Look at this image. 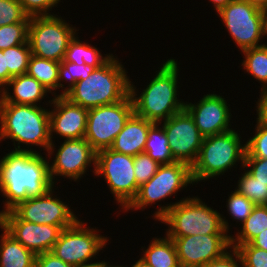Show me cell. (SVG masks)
Segmentation results:
<instances>
[{"label":"cell","mask_w":267,"mask_h":267,"mask_svg":"<svg viewBox=\"0 0 267 267\" xmlns=\"http://www.w3.org/2000/svg\"><path fill=\"white\" fill-rule=\"evenodd\" d=\"M54 186L49 161L41 153L13 149L0 159V193L6 198L0 214Z\"/></svg>","instance_id":"obj_1"},{"label":"cell","mask_w":267,"mask_h":267,"mask_svg":"<svg viewBox=\"0 0 267 267\" xmlns=\"http://www.w3.org/2000/svg\"><path fill=\"white\" fill-rule=\"evenodd\" d=\"M181 199L167 206L159 205L157 211L152 214L155 221L169 225L165 235L186 237L229 233L228 220L218 210L207 206L198 195Z\"/></svg>","instance_id":"obj_2"},{"label":"cell","mask_w":267,"mask_h":267,"mask_svg":"<svg viewBox=\"0 0 267 267\" xmlns=\"http://www.w3.org/2000/svg\"><path fill=\"white\" fill-rule=\"evenodd\" d=\"M159 68L140 95L137 94L138 90L130 81L134 113L153 123L166 121L185 108V102L177 98L179 92L177 61L174 58L168 59Z\"/></svg>","instance_id":"obj_3"},{"label":"cell","mask_w":267,"mask_h":267,"mask_svg":"<svg viewBox=\"0 0 267 267\" xmlns=\"http://www.w3.org/2000/svg\"><path fill=\"white\" fill-rule=\"evenodd\" d=\"M5 139L12 140L15 151L39 153L32 148L38 146L48 152L51 144L49 110L36 105L0 102V141Z\"/></svg>","instance_id":"obj_4"},{"label":"cell","mask_w":267,"mask_h":267,"mask_svg":"<svg viewBox=\"0 0 267 267\" xmlns=\"http://www.w3.org/2000/svg\"><path fill=\"white\" fill-rule=\"evenodd\" d=\"M115 57L95 68L88 78L77 81L64 96L88 110L123 100L130 93V79Z\"/></svg>","instance_id":"obj_5"},{"label":"cell","mask_w":267,"mask_h":267,"mask_svg":"<svg viewBox=\"0 0 267 267\" xmlns=\"http://www.w3.org/2000/svg\"><path fill=\"white\" fill-rule=\"evenodd\" d=\"M238 131H230L204 137L196 162L191 167L193 183L223 175L241 162L244 166L246 144H241Z\"/></svg>","instance_id":"obj_6"},{"label":"cell","mask_w":267,"mask_h":267,"mask_svg":"<svg viewBox=\"0 0 267 267\" xmlns=\"http://www.w3.org/2000/svg\"><path fill=\"white\" fill-rule=\"evenodd\" d=\"M76 27L58 15L30 17L28 42L31 54L61 62L70 41L78 33Z\"/></svg>","instance_id":"obj_7"},{"label":"cell","mask_w":267,"mask_h":267,"mask_svg":"<svg viewBox=\"0 0 267 267\" xmlns=\"http://www.w3.org/2000/svg\"><path fill=\"white\" fill-rule=\"evenodd\" d=\"M86 226L84 221L78 219L72 226L64 228L51 253L73 267H90L101 263L91 262L93 257L97 259L96 255L107 245L108 237Z\"/></svg>","instance_id":"obj_8"},{"label":"cell","mask_w":267,"mask_h":267,"mask_svg":"<svg viewBox=\"0 0 267 267\" xmlns=\"http://www.w3.org/2000/svg\"><path fill=\"white\" fill-rule=\"evenodd\" d=\"M133 114L130 93L119 102L89 109L84 138L96 152L110 148Z\"/></svg>","instance_id":"obj_9"},{"label":"cell","mask_w":267,"mask_h":267,"mask_svg":"<svg viewBox=\"0 0 267 267\" xmlns=\"http://www.w3.org/2000/svg\"><path fill=\"white\" fill-rule=\"evenodd\" d=\"M95 175L105 178L110 192L123 211L138 193L134 156L118 153L110 148L99 150L96 152Z\"/></svg>","instance_id":"obj_10"},{"label":"cell","mask_w":267,"mask_h":267,"mask_svg":"<svg viewBox=\"0 0 267 267\" xmlns=\"http://www.w3.org/2000/svg\"><path fill=\"white\" fill-rule=\"evenodd\" d=\"M193 185L191 167L184 162L160 165L155 175L139 187L136 197L124 209L142 210L147 206L176 195L178 191Z\"/></svg>","instance_id":"obj_11"},{"label":"cell","mask_w":267,"mask_h":267,"mask_svg":"<svg viewBox=\"0 0 267 267\" xmlns=\"http://www.w3.org/2000/svg\"><path fill=\"white\" fill-rule=\"evenodd\" d=\"M217 14L241 51L265 44L263 10L242 0H232Z\"/></svg>","instance_id":"obj_12"},{"label":"cell","mask_w":267,"mask_h":267,"mask_svg":"<svg viewBox=\"0 0 267 267\" xmlns=\"http://www.w3.org/2000/svg\"><path fill=\"white\" fill-rule=\"evenodd\" d=\"M54 187L45 194L29 197L11 210L23 221L54 226H72L78 217L66 202L54 195ZM54 195V196H53Z\"/></svg>","instance_id":"obj_13"},{"label":"cell","mask_w":267,"mask_h":267,"mask_svg":"<svg viewBox=\"0 0 267 267\" xmlns=\"http://www.w3.org/2000/svg\"><path fill=\"white\" fill-rule=\"evenodd\" d=\"M161 124L167 135L173 159L192 167L197 160L204 138L192 116L184 108L166 121L159 123L160 126Z\"/></svg>","instance_id":"obj_14"},{"label":"cell","mask_w":267,"mask_h":267,"mask_svg":"<svg viewBox=\"0 0 267 267\" xmlns=\"http://www.w3.org/2000/svg\"><path fill=\"white\" fill-rule=\"evenodd\" d=\"M173 240L181 267H204L231 249V235L209 234L169 237Z\"/></svg>","instance_id":"obj_15"},{"label":"cell","mask_w":267,"mask_h":267,"mask_svg":"<svg viewBox=\"0 0 267 267\" xmlns=\"http://www.w3.org/2000/svg\"><path fill=\"white\" fill-rule=\"evenodd\" d=\"M0 225L35 255L51 252L61 231L70 227L23 221L12 210L0 214Z\"/></svg>","instance_id":"obj_16"},{"label":"cell","mask_w":267,"mask_h":267,"mask_svg":"<svg viewBox=\"0 0 267 267\" xmlns=\"http://www.w3.org/2000/svg\"><path fill=\"white\" fill-rule=\"evenodd\" d=\"M55 158L53 157L52 164L49 163L50 176L53 184H55V176L67 177L75 181L80 180L85 176L88 167L96 172V151L86 141L85 138L64 140L58 146Z\"/></svg>","instance_id":"obj_17"},{"label":"cell","mask_w":267,"mask_h":267,"mask_svg":"<svg viewBox=\"0 0 267 267\" xmlns=\"http://www.w3.org/2000/svg\"><path fill=\"white\" fill-rule=\"evenodd\" d=\"M48 103L54 107L51 111L49 108L51 144L46 156L50 159L56 149L55 141L52 140L55 133L64 140L84 138L88 109L72 103L64 95H56Z\"/></svg>","instance_id":"obj_18"},{"label":"cell","mask_w":267,"mask_h":267,"mask_svg":"<svg viewBox=\"0 0 267 267\" xmlns=\"http://www.w3.org/2000/svg\"><path fill=\"white\" fill-rule=\"evenodd\" d=\"M224 97L209 93L196 104L185 103V109L194 119L195 125L203 137H208L232 130V114Z\"/></svg>","instance_id":"obj_19"},{"label":"cell","mask_w":267,"mask_h":267,"mask_svg":"<svg viewBox=\"0 0 267 267\" xmlns=\"http://www.w3.org/2000/svg\"><path fill=\"white\" fill-rule=\"evenodd\" d=\"M154 124L134 113L116 136L110 149L131 156L144 152L149 129Z\"/></svg>","instance_id":"obj_20"},{"label":"cell","mask_w":267,"mask_h":267,"mask_svg":"<svg viewBox=\"0 0 267 267\" xmlns=\"http://www.w3.org/2000/svg\"><path fill=\"white\" fill-rule=\"evenodd\" d=\"M8 87L12 88L13 95L9 93ZM0 93V102L41 106L38 102L50 92L35 78L25 73L9 80Z\"/></svg>","instance_id":"obj_21"},{"label":"cell","mask_w":267,"mask_h":267,"mask_svg":"<svg viewBox=\"0 0 267 267\" xmlns=\"http://www.w3.org/2000/svg\"><path fill=\"white\" fill-rule=\"evenodd\" d=\"M0 267H35L36 255L24 247L1 225Z\"/></svg>","instance_id":"obj_22"},{"label":"cell","mask_w":267,"mask_h":267,"mask_svg":"<svg viewBox=\"0 0 267 267\" xmlns=\"http://www.w3.org/2000/svg\"><path fill=\"white\" fill-rule=\"evenodd\" d=\"M141 258L151 267H181L174 242L167 235L153 238Z\"/></svg>","instance_id":"obj_23"},{"label":"cell","mask_w":267,"mask_h":267,"mask_svg":"<svg viewBox=\"0 0 267 267\" xmlns=\"http://www.w3.org/2000/svg\"><path fill=\"white\" fill-rule=\"evenodd\" d=\"M104 55L106 56H102L98 48L81 41L78 35H75L68 45L64 60L78 65L88 64L99 68L113 56L110 53Z\"/></svg>","instance_id":"obj_24"},{"label":"cell","mask_w":267,"mask_h":267,"mask_svg":"<svg viewBox=\"0 0 267 267\" xmlns=\"http://www.w3.org/2000/svg\"><path fill=\"white\" fill-rule=\"evenodd\" d=\"M267 229V205H255L251 214L242 223V228L231 236V248L250 243L259 233Z\"/></svg>","instance_id":"obj_25"},{"label":"cell","mask_w":267,"mask_h":267,"mask_svg":"<svg viewBox=\"0 0 267 267\" xmlns=\"http://www.w3.org/2000/svg\"><path fill=\"white\" fill-rule=\"evenodd\" d=\"M59 65L60 62L31 54L26 73L40 82L52 95L56 96L57 94L51 91L58 89Z\"/></svg>","instance_id":"obj_26"},{"label":"cell","mask_w":267,"mask_h":267,"mask_svg":"<svg viewBox=\"0 0 267 267\" xmlns=\"http://www.w3.org/2000/svg\"><path fill=\"white\" fill-rule=\"evenodd\" d=\"M144 152L147 153L152 160L157 161L160 165L172 164L176 162L173 159L164 128L162 126L160 127L159 123H155L149 129Z\"/></svg>","instance_id":"obj_27"},{"label":"cell","mask_w":267,"mask_h":267,"mask_svg":"<svg viewBox=\"0 0 267 267\" xmlns=\"http://www.w3.org/2000/svg\"><path fill=\"white\" fill-rule=\"evenodd\" d=\"M245 58L242 67L254 79L260 81V91L267 88V44L241 51Z\"/></svg>","instance_id":"obj_28"},{"label":"cell","mask_w":267,"mask_h":267,"mask_svg":"<svg viewBox=\"0 0 267 267\" xmlns=\"http://www.w3.org/2000/svg\"><path fill=\"white\" fill-rule=\"evenodd\" d=\"M95 70L94 66L85 64L78 65L73 62L65 61L64 59L60 62L59 65V74H58V88H63L62 92L58 95H65L79 80H84L90 76ZM68 81V86L65 87L63 82ZM64 90V91H63Z\"/></svg>","instance_id":"obj_29"},{"label":"cell","mask_w":267,"mask_h":267,"mask_svg":"<svg viewBox=\"0 0 267 267\" xmlns=\"http://www.w3.org/2000/svg\"><path fill=\"white\" fill-rule=\"evenodd\" d=\"M235 190L255 205H267V183L255 179L244 167Z\"/></svg>","instance_id":"obj_30"},{"label":"cell","mask_w":267,"mask_h":267,"mask_svg":"<svg viewBox=\"0 0 267 267\" xmlns=\"http://www.w3.org/2000/svg\"><path fill=\"white\" fill-rule=\"evenodd\" d=\"M3 54L5 55L6 67L10 73V80L27 72L31 56L29 42L4 49Z\"/></svg>","instance_id":"obj_31"},{"label":"cell","mask_w":267,"mask_h":267,"mask_svg":"<svg viewBox=\"0 0 267 267\" xmlns=\"http://www.w3.org/2000/svg\"><path fill=\"white\" fill-rule=\"evenodd\" d=\"M29 22L0 26V50L28 42Z\"/></svg>","instance_id":"obj_32"},{"label":"cell","mask_w":267,"mask_h":267,"mask_svg":"<svg viewBox=\"0 0 267 267\" xmlns=\"http://www.w3.org/2000/svg\"><path fill=\"white\" fill-rule=\"evenodd\" d=\"M226 202L227 210L229 212L228 214L231 215V218L233 217V220H237L236 222H241V224L251 214L255 206L251 200L244 195H241L236 190L231 191Z\"/></svg>","instance_id":"obj_33"},{"label":"cell","mask_w":267,"mask_h":267,"mask_svg":"<svg viewBox=\"0 0 267 267\" xmlns=\"http://www.w3.org/2000/svg\"><path fill=\"white\" fill-rule=\"evenodd\" d=\"M245 158L267 159V126L256 121L255 135L246 141Z\"/></svg>","instance_id":"obj_34"},{"label":"cell","mask_w":267,"mask_h":267,"mask_svg":"<svg viewBox=\"0 0 267 267\" xmlns=\"http://www.w3.org/2000/svg\"><path fill=\"white\" fill-rule=\"evenodd\" d=\"M159 166L160 164L152 160L145 152L134 156V171L137 185L140 187L149 181L155 175Z\"/></svg>","instance_id":"obj_35"},{"label":"cell","mask_w":267,"mask_h":267,"mask_svg":"<svg viewBox=\"0 0 267 267\" xmlns=\"http://www.w3.org/2000/svg\"><path fill=\"white\" fill-rule=\"evenodd\" d=\"M29 21L18 0H0V26Z\"/></svg>","instance_id":"obj_36"},{"label":"cell","mask_w":267,"mask_h":267,"mask_svg":"<svg viewBox=\"0 0 267 267\" xmlns=\"http://www.w3.org/2000/svg\"><path fill=\"white\" fill-rule=\"evenodd\" d=\"M238 251L243 267H267V251L253 247L250 243L239 245Z\"/></svg>","instance_id":"obj_37"},{"label":"cell","mask_w":267,"mask_h":267,"mask_svg":"<svg viewBox=\"0 0 267 267\" xmlns=\"http://www.w3.org/2000/svg\"><path fill=\"white\" fill-rule=\"evenodd\" d=\"M24 13L28 17L34 16H50L49 11H52L53 7H57L60 0H18ZM49 12V13H48Z\"/></svg>","instance_id":"obj_38"},{"label":"cell","mask_w":267,"mask_h":267,"mask_svg":"<svg viewBox=\"0 0 267 267\" xmlns=\"http://www.w3.org/2000/svg\"><path fill=\"white\" fill-rule=\"evenodd\" d=\"M244 168L258 181L267 183V159L245 158Z\"/></svg>","instance_id":"obj_39"},{"label":"cell","mask_w":267,"mask_h":267,"mask_svg":"<svg viewBox=\"0 0 267 267\" xmlns=\"http://www.w3.org/2000/svg\"><path fill=\"white\" fill-rule=\"evenodd\" d=\"M204 267H243V263L238 251L234 248H231L223 256L218 259L212 260Z\"/></svg>","instance_id":"obj_40"},{"label":"cell","mask_w":267,"mask_h":267,"mask_svg":"<svg viewBox=\"0 0 267 267\" xmlns=\"http://www.w3.org/2000/svg\"><path fill=\"white\" fill-rule=\"evenodd\" d=\"M35 267H73V266L63 262L53 253L45 252L36 255Z\"/></svg>","instance_id":"obj_41"},{"label":"cell","mask_w":267,"mask_h":267,"mask_svg":"<svg viewBox=\"0 0 267 267\" xmlns=\"http://www.w3.org/2000/svg\"><path fill=\"white\" fill-rule=\"evenodd\" d=\"M259 96L260 98H258V101L256 102V121L259 124L267 126V94L264 91H261Z\"/></svg>","instance_id":"obj_42"},{"label":"cell","mask_w":267,"mask_h":267,"mask_svg":"<svg viewBox=\"0 0 267 267\" xmlns=\"http://www.w3.org/2000/svg\"><path fill=\"white\" fill-rule=\"evenodd\" d=\"M10 80V73L6 67L5 55L3 50H0V91Z\"/></svg>","instance_id":"obj_43"},{"label":"cell","mask_w":267,"mask_h":267,"mask_svg":"<svg viewBox=\"0 0 267 267\" xmlns=\"http://www.w3.org/2000/svg\"><path fill=\"white\" fill-rule=\"evenodd\" d=\"M250 244L253 247H257L267 251V229L264 232L259 233Z\"/></svg>","instance_id":"obj_44"},{"label":"cell","mask_w":267,"mask_h":267,"mask_svg":"<svg viewBox=\"0 0 267 267\" xmlns=\"http://www.w3.org/2000/svg\"><path fill=\"white\" fill-rule=\"evenodd\" d=\"M214 5V10L218 13L221 9H223L228 3L232 0H209Z\"/></svg>","instance_id":"obj_45"},{"label":"cell","mask_w":267,"mask_h":267,"mask_svg":"<svg viewBox=\"0 0 267 267\" xmlns=\"http://www.w3.org/2000/svg\"><path fill=\"white\" fill-rule=\"evenodd\" d=\"M253 6L258 7L261 10L267 9V0H242Z\"/></svg>","instance_id":"obj_46"},{"label":"cell","mask_w":267,"mask_h":267,"mask_svg":"<svg viewBox=\"0 0 267 267\" xmlns=\"http://www.w3.org/2000/svg\"><path fill=\"white\" fill-rule=\"evenodd\" d=\"M265 36H267V9L263 10V37Z\"/></svg>","instance_id":"obj_47"},{"label":"cell","mask_w":267,"mask_h":267,"mask_svg":"<svg viewBox=\"0 0 267 267\" xmlns=\"http://www.w3.org/2000/svg\"><path fill=\"white\" fill-rule=\"evenodd\" d=\"M131 267H151V266L148 265L142 258H140Z\"/></svg>","instance_id":"obj_48"},{"label":"cell","mask_w":267,"mask_h":267,"mask_svg":"<svg viewBox=\"0 0 267 267\" xmlns=\"http://www.w3.org/2000/svg\"><path fill=\"white\" fill-rule=\"evenodd\" d=\"M101 267H125V266H123V265H110V263L108 264L107 262H105V260L104 261H101Z\"/></svg>","instance_id":"obj_49"},{"label":"cell","mask_w":267,"mask_h":267,"mask_svg":"<svg viewBox=\"0 0 267 267\" xmlns=\"http://www.w3.org/2000/svg\"><path fill=\"white\" fill-rule=\"evenodd\" d=\"M90 267H101V263L94 265V266H90Z\"/></svg>","instance_id":"obj_50"}]
</instances>
